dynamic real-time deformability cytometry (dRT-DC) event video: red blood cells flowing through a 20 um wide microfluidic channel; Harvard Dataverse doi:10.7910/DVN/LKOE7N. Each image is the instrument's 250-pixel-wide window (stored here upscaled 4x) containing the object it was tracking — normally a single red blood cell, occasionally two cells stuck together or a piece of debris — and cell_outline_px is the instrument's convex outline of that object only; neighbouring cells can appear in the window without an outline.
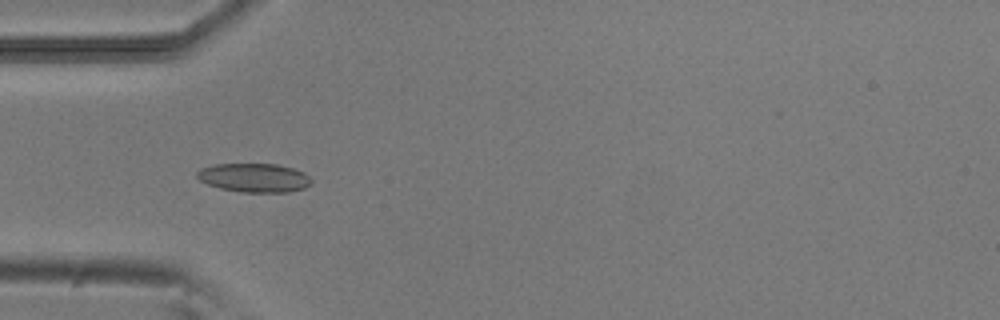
{"species": "common noctule bat (a hibernating species)", "species_latin": "Nyctalus noctula", "temperature_condition": "room temperature", "stored_images_in_passage": 40, "camera_frame_rate_fps": 3000, "um_per_image_px": 0.085, "animal": {"sex": "male", "body_mass_g": 20.5, "forearm_length_mm": 52.5}, "frame": {"image": 1, "passage_image": 4, "time_ms": 1.0, "image_size_px": [1000, 320], "cell_outline_px": [[312, 184], [304, 188], [288, 192], [240, 192], [220, 188], [208, 184], [200, 180], [196, 176], [196, 172], [200, 168], [212, 164], [276, 164], [292, 168], [304, 172], [312, 180]], "centroid_in_image_um": [21.6, 15.1], "position_along_channel_um": 63.4, "area_um2": 19.31}}
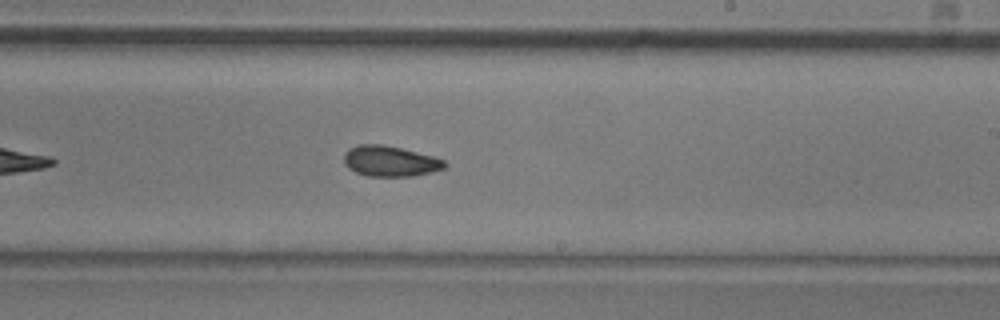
{"frame": {"image": 2, "passage_image": 19, "time_ms": 6.0, "image_size_px": [1000, 320], "cell_outline_px": [[448, 164], [444, 168], [412, 176], [368, 176], [356, 172], [348, 168], [344, 164], [344, 156], [348, 148], [360, 144], [380, 144], [400, 148], [432, 156], [444, 160]], "centroid_in_image_um": [33.12, 13.7], "position_along_channel_um": 255.9, "area_um2": 17.74}}
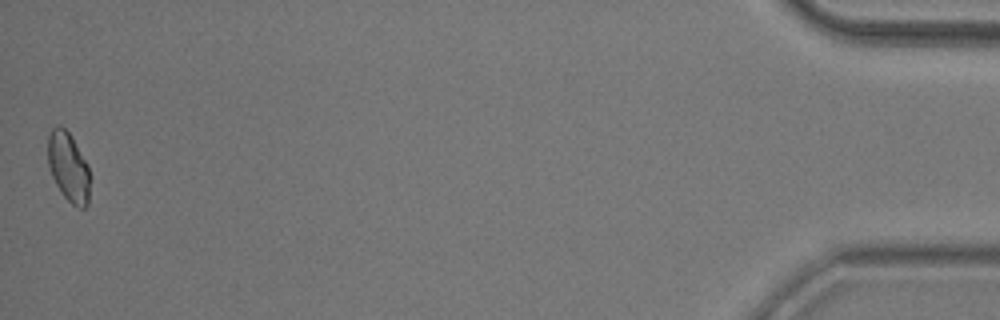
{"frame": {"image": 3, "passage_image": 40, "time_ms": 13.0, "image_size_px": [1000, 320], "cell_outline_px": [[92, 176], [88, 204], [84, 208], [80, 208], [72, 204], [64, 196], [56, 184], [52, 176], [48, 164], [48, 136], [52, 128], [60, 124], [72, 136], [88, 164]], "centroid_in_image_um": [5.86, 14.2], "position_along_channel_um": 429.3, "area_um2": 17.4}, "authors_computed_cell_mechanics": {"area_um2": 17.6001, "velocity_mm_per_s": 3.8452, "shape_relaxation_time_tau1_ms": null, "shape_relaxation_time_tau2_ms": 2.7063, "deformation_change_tau1": null, "deformation_change_tau2": 0.0735}}